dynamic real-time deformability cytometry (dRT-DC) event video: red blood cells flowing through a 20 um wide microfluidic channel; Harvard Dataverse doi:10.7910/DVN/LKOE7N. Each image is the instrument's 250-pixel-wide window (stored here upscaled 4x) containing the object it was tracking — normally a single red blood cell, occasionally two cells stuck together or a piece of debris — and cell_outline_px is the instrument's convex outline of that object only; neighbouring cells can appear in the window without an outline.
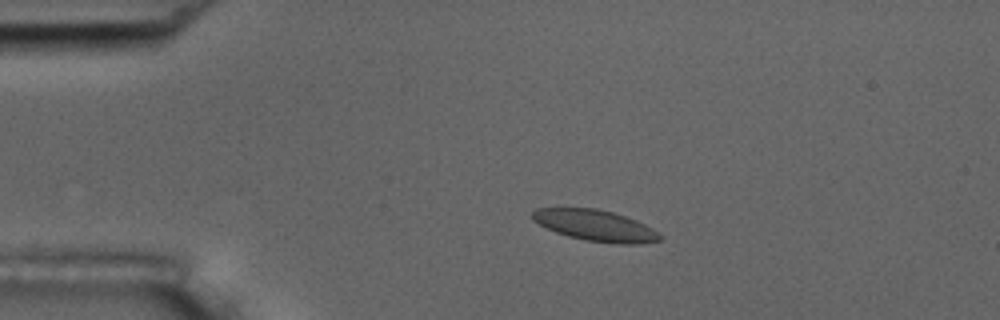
{"species": "common noctule bat (a hibernating species)", "species_latin": "Nyctalus noctula", "temperature_condition": "room temperature", "stored_images_in_passage": 5, "camera_frame_rate_fps": 3000, "um_per_image_px": 0.085, "animal": {"sex": "male", "body_mass_g": 17.5, "forearm_length_mm": 52.3}, "frame": {"image": 1, "passage_image": 3, "time_ms": 2.333, "image_size_px": [1000, 320], "cell_outline_px": [[664, 236], [660, 240], [640, 244], [616, 244], [584, 240], [568, 236], [556, 232], [532, 220], [532, 212], [536, 208], [596, 208], [612, 212], [636, 220], [652, 228]], "centroid_in_image_um": [50.63, 19.18], "position_along_channel_um": 34.4, "area_um2": 23.12}}
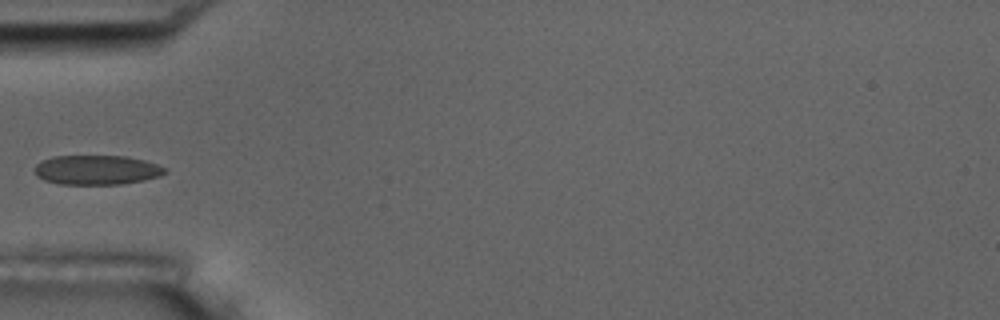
{"frame": {"image": 2, "passage_image": 5, "time_ms": 4.667, "image_size_px": [1000, 320], "cell_outline_px": [[168, 172], [160, 176], [144, 180], [120, 184], [60, 184], [44, 180], [36, 176], [36, 164], [40, 160], [52, 156], [124, 156], [144, 160], [156, 164], [164, 168]], "centroid_in_image_um": [8.2, 14.44], "position_along_channel_um": 76.8, "area_um2": 22.37}}